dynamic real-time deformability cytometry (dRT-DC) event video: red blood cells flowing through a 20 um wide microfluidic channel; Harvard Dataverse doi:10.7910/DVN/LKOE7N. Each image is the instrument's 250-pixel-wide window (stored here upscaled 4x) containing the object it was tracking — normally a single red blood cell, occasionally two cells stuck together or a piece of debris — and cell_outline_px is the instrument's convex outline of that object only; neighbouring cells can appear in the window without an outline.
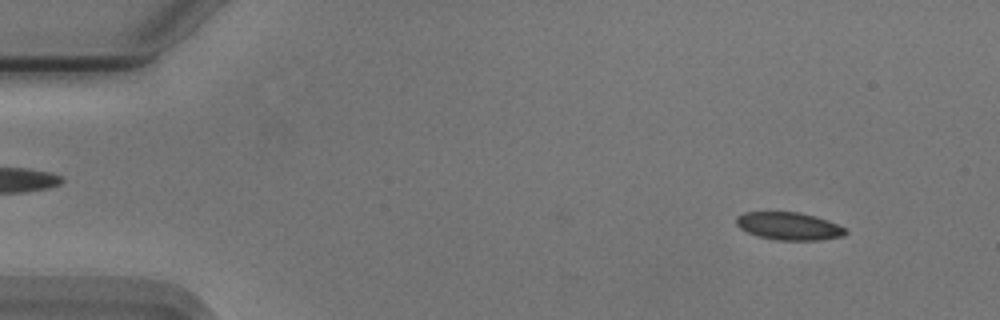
{"species": "Egyptian fruit bat (a non-hibernating species)", "species_latin": "Rousettus aegyptiacus", "temperature_condition": "cold", "stored_images_in_passage": 42, "camera_frame_rate_fps": 3000, "um_per_image_px": 0.085, "animal": {"sex": "male"}, "frame": {"image": 1, "passage_image": 2, "time_ms": 0.333, "image_size_px": [1000, 320], "cell_outline_px": [[848, 232], [844, 236], [820, 240], [776, 240], [760, 236], [748, 232], [740, 228], [736, 224], [736, 216], [744, 212], [800, 212], [816, 216], [828, 220], [844, 228]], "centroid_in_image_um": [67.06, 19.21], "position_along_channel_um": 17.9, "area_um2": 17.63}}
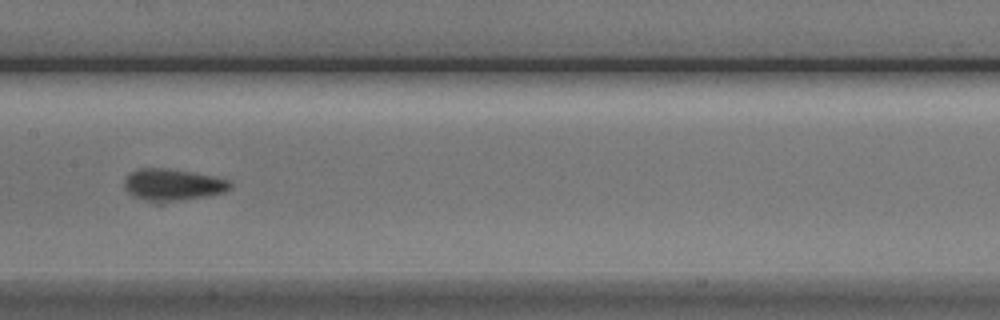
{"frame": {"image": 2, "passage_image": 24, "time_ms": 7.667, "image_size_px": [1000, 320], "cell_outline_px": [[232, 188], [224, 192], [204, 196], [160, 204], [152, 204], [128, 192], [124, 188], [124, 180], [128, 172], [140, 168], [164, 168], [192, 172], [216, 176], [232, 180]], "centroid_in_image_um": [14.68, 15.71], "position_along_channel_um": 192.7, "area_um2": 20.11}}
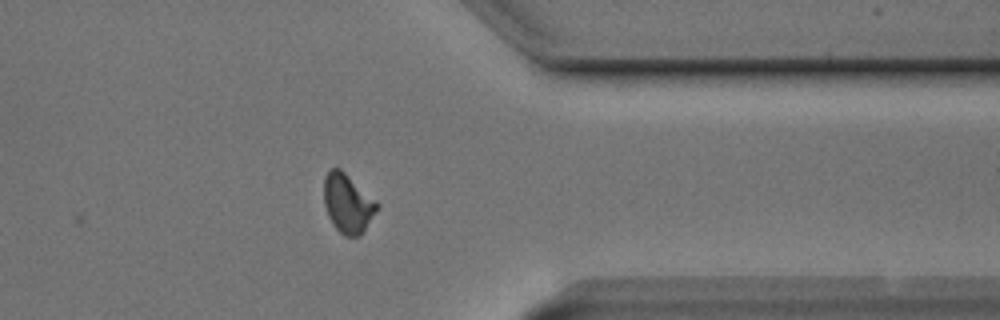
{"frame": {"image": 3, "passage_image": 40, "time_ms": 13.0, "image_size_px": [1000, 320], "cell_outline_px": [[380, 208], [360, 236], [344, 236], [332, 224], [328, 216], [324, 204], [324, 176], [332, 168], [340, 168], [376, 200], [380, 204]], "centroid_in_image_um": [29.58, 17.3], "position_along_channel_um": 381.8, "area_um2": 18.38}, "authors_computed_cell_mechanics": {"area_um2": 18.5827, "velocity_mm_per_s": 3.7343, "shape_relaxation_time_tau1_ms": 5.5638, "shape_relaxation_time_tau2_ms": 2.3318, "deformation_change_tau1": 0.1149, "deformation_change_tau2": 0.0649}}